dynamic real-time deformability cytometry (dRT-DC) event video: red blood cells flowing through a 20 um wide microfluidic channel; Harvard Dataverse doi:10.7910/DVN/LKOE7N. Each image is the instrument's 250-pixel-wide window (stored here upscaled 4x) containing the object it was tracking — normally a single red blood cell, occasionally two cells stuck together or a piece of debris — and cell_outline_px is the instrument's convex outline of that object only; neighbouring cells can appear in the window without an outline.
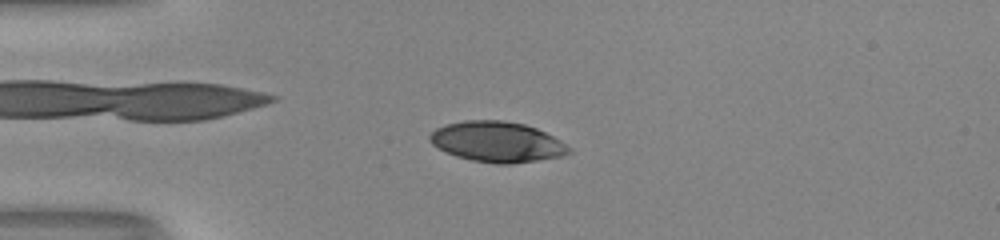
{"species": "human", "species_latin": "Homo sapiens", "temperature_condition": "room temperature", "stored_images_in_passage": 53, "camera_frame_rate_fps": 3000, "um_per_image_px": 0.085, "donor": {"sex": "male"}, "frame": {"image": 1, "passage_image": 14, "time_ms": 4.333, "image_size_px": [1000, 240], "cell_outline_px": [[572, 152], [564, 156], [512, 164], [496, 164], [472, 160], [456, 156], [444, 152], [432, 144], [428, 140], [428, 136], [436, 128], [444, 124], [464, 120], [504, 120], [524, 124], [536, 128], [560, 140], [572, 148]], "centroid_in_image_um": [42.25, 12.06], "position_along_channel_um": 42.8, "area_um2": 33.12}}
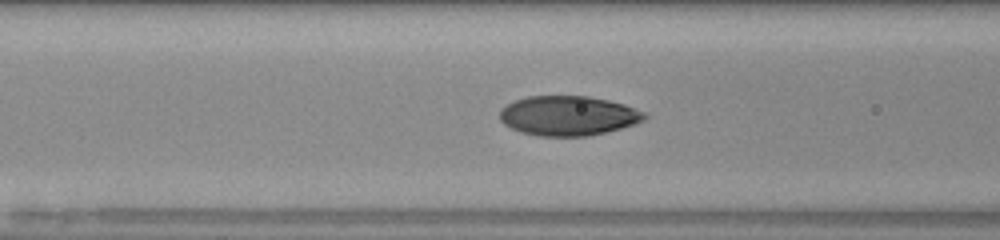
{"frame": {"image": 2, "passage_image": 22, "time_ms": 7.0, "image_size_px": [1000, 240], "cell_outline_px": [[648, 116], [644, 120], [636, 124], [588, 136], [540, 136], [520, 132], [504, 124], [500, 120], [500, 108], [516, 100], [528, 96], [588, 96], [608, 100], [624, 104], [644, 112]], "centroid_in_image_um": [48.29, 9.83], "position_along_channel_um": 118.3, "area_um2": 33.41}}
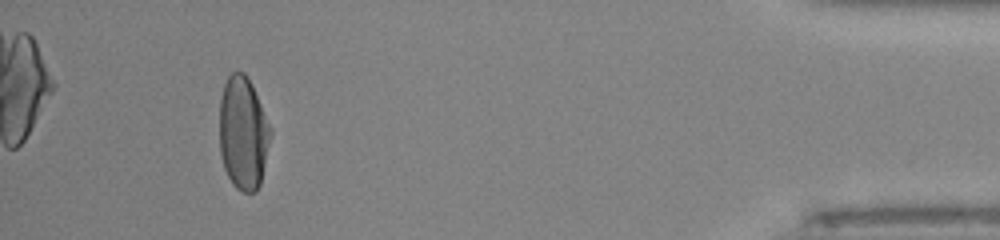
{"frame": {"image": 3, "passage_image": 49, "time_ms": 16.0, "image_size_px": [1000, 240], "cell_outline_px": [[272, 132], [260, 184], [256, 192], [244, 192], [236, 188], [232, 184], [224, 168], [220, 156], [220, 96], [224, 84], [228, 76], [236, 68], [244, 72], [252, 84], [272, 128]], "centroid_in_image_um": [20.67, 11.28], "position_along_channel_um": 414.5, "area_um2": 34.04}, "authors_computed_cell_mechanics": {"area_um2": 33.524, "velocity_mm_per_s": 3.9929, "shape_relaxation_time_tau1_ms": 4.5335, "shape_relaxation_time_tau2_ms": null, "deformation_change_tau1": 0.1995, "deformation_change_tau2": null}}